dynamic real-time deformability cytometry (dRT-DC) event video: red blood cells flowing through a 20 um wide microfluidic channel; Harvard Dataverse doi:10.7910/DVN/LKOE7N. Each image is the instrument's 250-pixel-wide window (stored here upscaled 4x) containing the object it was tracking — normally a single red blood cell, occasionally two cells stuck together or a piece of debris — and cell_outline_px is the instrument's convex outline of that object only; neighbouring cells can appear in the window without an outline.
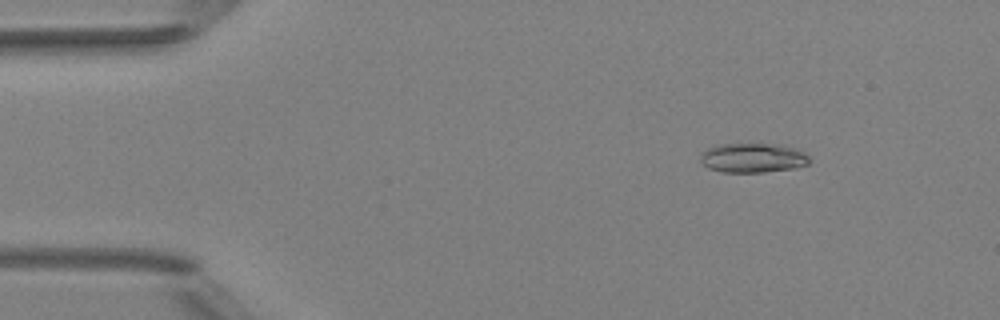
{"species": "Egyptian fruit bat (a non-hibernating species)", "species_latin": "Rousettus aegyptiacus", "temperature_condition": "room temperature", "stored_images_in_passage": 5, "camera_frame_rate_fps": 3000, "um_per_image_px": 0.085, "animal": {"sex": "female"}, "frame": {"image": 1, "passage_image": 2, "time_ms": 1.0, "image_size_px": [1000, 320], "cell_outline_px": [[808, 164], [796, 168], [764, 172], [720, 172], [708, 168], [700, 160], [700, 156], [708, 148], [716, 144], [776, 144], [792, 148], [804, 152], [808, 156]], "centroid_in_image_um": [63.97, 13.43], "position_along_channel_um": 21.0, "area_um2": 18.61}}
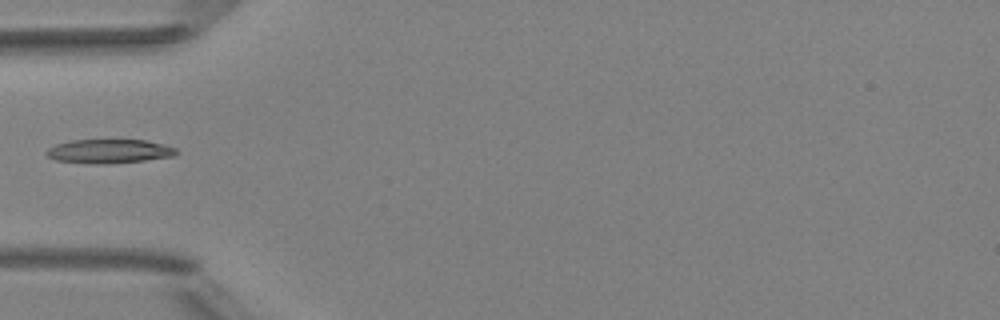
{"frame": {"image": 2, "passage_image": 5, "time_ms": 4.333, "image_size_px": [1000, 320], "cell_outline_px": [[176, 152], [172, 156], [144, 160], [104, 164], [92, 164], [56, 160], [48, 156], [44, 152], [48, 148], [56, 144], [72, 140], [144, 140], [164, 144], [176, 148]], "centroid_in_image_um": [9.23, 12.85], "position_along_channel_um": 75.8, "area_um2": 17.98}}